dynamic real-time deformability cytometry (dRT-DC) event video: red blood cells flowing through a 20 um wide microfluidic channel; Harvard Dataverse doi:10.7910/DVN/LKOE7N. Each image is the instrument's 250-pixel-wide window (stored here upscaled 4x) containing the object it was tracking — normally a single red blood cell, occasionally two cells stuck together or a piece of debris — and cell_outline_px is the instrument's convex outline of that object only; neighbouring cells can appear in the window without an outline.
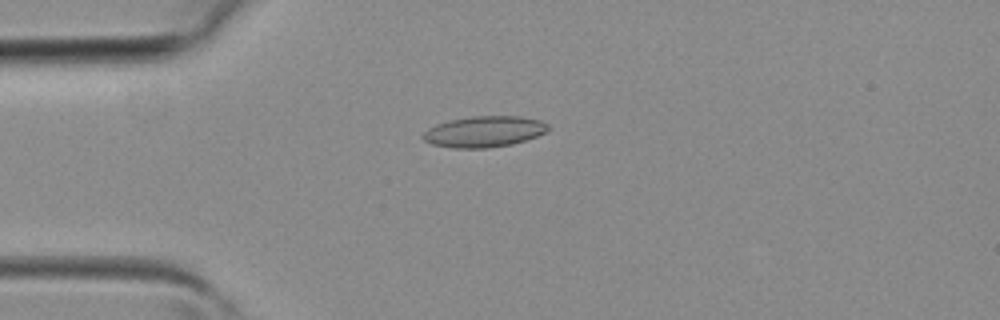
{"species": "common noctule bat (a hibernating species)", "species_latin": "Nyctalus noctula", "temperature_condition": "room temperature", "stored_images_in_passage": 1, "camera_frame_rate_fps": 3000, "um_per_image_px": 0.085, "animal": {"sex": "female", "body_mass_g": 19.3, "forearm_length_mm": 54.1}, "frame": {"image": 1, "passage_image": 1, "time_ms": 0.0, "image_size_px": [1000, 320], "cell_outline_px": [[548, 128], [544, 132], [536, 136], [512, 144], [488, 148], [452, 148], [432, 144], [424, 140], [420, 136], [428, 128], [436, 124], [448, 120], [472, 116], [520, 116], [540, 120], [548, 124]], "centroid_in_image_um": [41.1, 11.18], "position_along_channel_um": 43.9, "area_um2": 22.6}}